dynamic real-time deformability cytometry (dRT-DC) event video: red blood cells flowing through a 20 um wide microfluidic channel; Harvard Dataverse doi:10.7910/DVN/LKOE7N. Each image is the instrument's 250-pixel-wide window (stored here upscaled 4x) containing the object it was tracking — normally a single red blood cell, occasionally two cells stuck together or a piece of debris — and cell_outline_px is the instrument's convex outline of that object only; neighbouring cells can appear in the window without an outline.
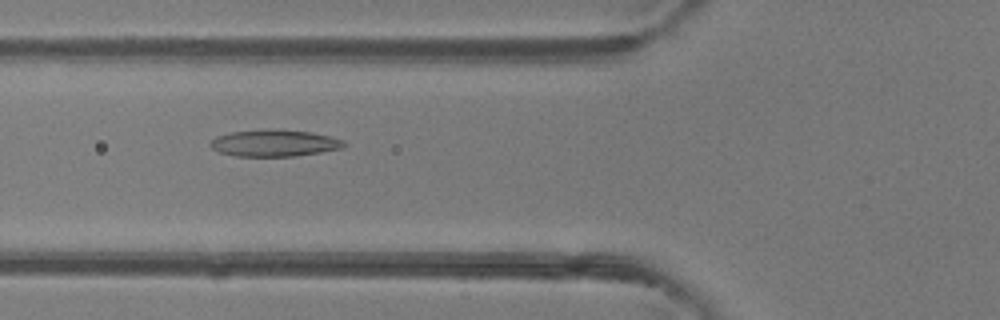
{"species": "common noctule bat (a hibernating species)", "species_latin": "Nyctalus noctula", "temperature_condition": "room temperature", "stored_images_in_passage": 49, "camera_frame_rate_fps": 3000, "um_per_image_px": 0.085, "animal": {"sex": "female"}, "frame": {"image": 1, "passage_image": 18, "time_ms": 5.667, "image_size_px": [1000, 320], "cell_outline_px": [[348, 144], [344, 148], [320, 152], [292, 156], [236, 156], [220, 152], [212, 148], [208, 144], [216, 136], [232, 132], [312, 132], [344, 140]], "centroid_in_image_um": [23.36, 12.21], "position_along_channel_um": 102.4, "area_um2": 19.77}}
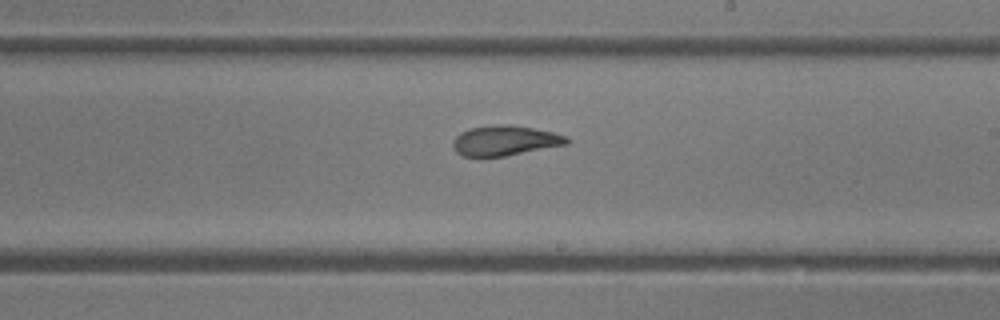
{"frame": {"image": 2, "passage_image": 28, "time_ms": 9.0, "image_size_px": [1000, 320], "cell_outline_px": [[568, 144], [504, 156], [464, 156], [456, 152], [452, 144], [452, 140], [460, 132], [468, 128], [496, 124], [512, 124], [552, 132], [568, 136]], "centroid_in_image_um": [42.89, 11.93], "position_along_channel_um": 246.1, "area_um2": 19.94}}
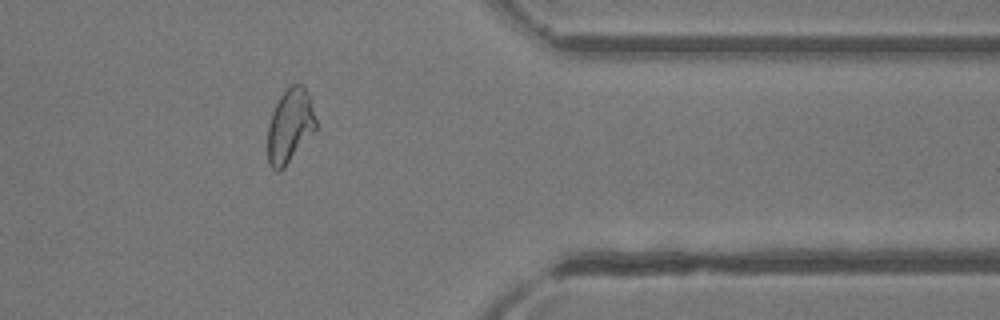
{"frame": {"image": 3, "passage_image": 39, "time_ms": 12.667, "image_size_px": [1000, 320], "cell_outline_px": [[316, 128], [284, 168], [280, 172], [276, 172], [268, 164], [268, 124], [272, 112], [280, 96], [292, 84], [304, 84], [316, 120]], "centroid_in_image_um": [24.61, 10.72], "position_along_channel_um": 386.8, "area_um2": 20.46}}